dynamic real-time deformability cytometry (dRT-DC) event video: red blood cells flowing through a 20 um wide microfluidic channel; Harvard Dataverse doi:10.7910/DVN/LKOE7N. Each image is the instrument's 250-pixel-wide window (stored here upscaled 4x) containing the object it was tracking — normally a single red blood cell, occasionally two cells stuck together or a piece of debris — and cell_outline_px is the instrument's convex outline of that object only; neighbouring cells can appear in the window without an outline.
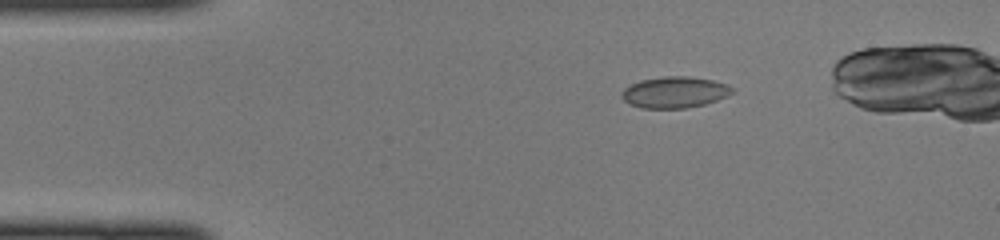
{"species": "common noctule bat (a hibernating species)", "species_latin": "Nyctalus noctula", "temperature_condition": "cold", "stored_images_in_passage": 37, "camera_frame_rate_fps": 3000, "um_per_image_px": 0.085, "animal": {"sex": "female", "body_mass_g": 22.0, "forearm_length_mm": 56.7}, "frame": {"image": 1, "passage_image": 1, "time_ms": 0.0, "image_size_px": [1000, 240], "cell_outline_px": [[736, 92], [728, 96], [704, 104], [684, 108], [640, 108], [628, 104], [620, 96], [624, 88], [640, 80], [664, 76], [688, 76], [712, 80], [724, 84], [732, 88]], "centroid_in_image_um": [57.32, 7.84], "position_along_channel_um": 27.7, "area_um2": 20.11}}
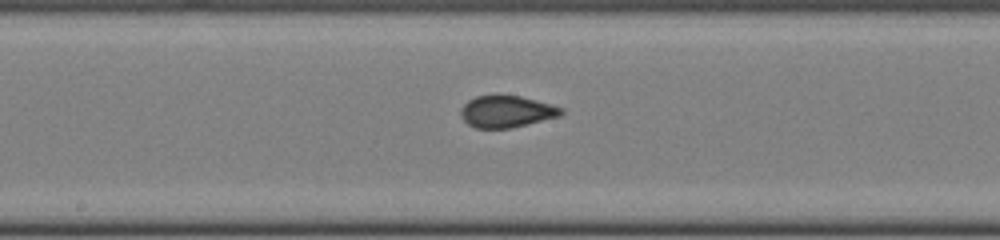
{"frame": {"image": 2, "passage_image": 17, "time_ms": 5.333, "image_size_px": [1000, 240], "cell_outline_px": [[564, 112], [560, 116], [512, 128], [476, 128], [468, 124], [464, 120], [460, 112], [460, 108], [468, 100], [476, 96], [500, 92], [520, 96], [552, 104], [564, 108]], "centroid_in_image_um": [43.05, 9.44], "position_along_channel_um": 205.1, "area_um2": 19.19}}
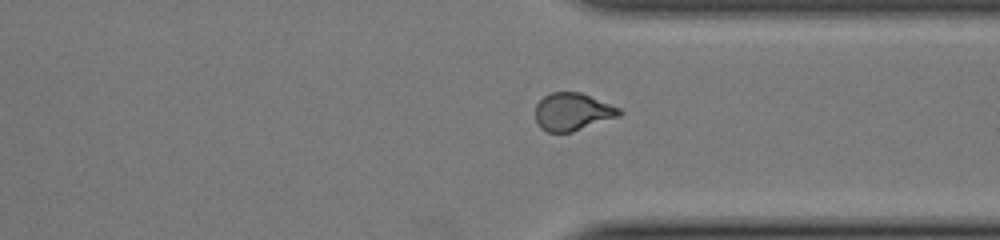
{"frame": {"image": 3, "passage_image": 28, "time_ms": 9.0, "image_size_px": [1000, 240], "cell_outline_px": [[624, 112], [620, 116], [572, 132], [548, 132], [540, 128], [536, 120], [536, 104], [544, 96], [552, 92], [580, 92], [620, 108]], "centroid_in_image_um": [48.67, 9.51], "position_along_channel_um": 362.7, "area_um2": 18.38}}